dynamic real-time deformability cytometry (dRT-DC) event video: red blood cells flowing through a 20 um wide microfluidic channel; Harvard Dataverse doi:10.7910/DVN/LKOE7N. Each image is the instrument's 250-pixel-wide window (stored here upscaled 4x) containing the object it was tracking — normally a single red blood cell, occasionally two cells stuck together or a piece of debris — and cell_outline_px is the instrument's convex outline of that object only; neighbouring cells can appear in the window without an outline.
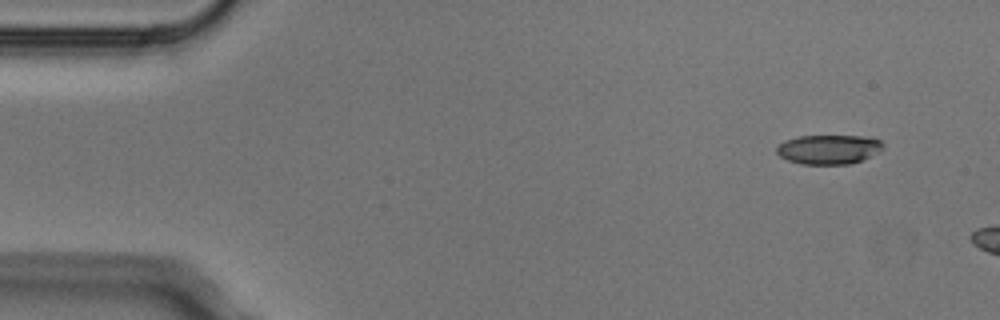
{"species": "Egyptian fruit bat (a non-hibernating species)", "species_latin": "Rousettus aegyptiacus", "temperature_condition": "cold", "stored_images_in_passage": 4, "camera_frame_rate_fps": 3000, "um_per_image_px": 0.085, "animal": {"sex": "male"}, "frame": {"image": 1, "passage_image": 1, "time_ms": 0.0, "image_size_px": [1000, 320], "cell_outline_px": [[884, 148], [860, 160], [848, 164], [800, 164], [788, 160], [780, 156], [776, 152], [776, 148], [784, 140], [796, 136], [872, 136], [880, 140], [884, 144]], "centroid_in_image_um": [70.42, 12.68], "position_along_channel_um": 14.6, "area_um2": 18.21}}